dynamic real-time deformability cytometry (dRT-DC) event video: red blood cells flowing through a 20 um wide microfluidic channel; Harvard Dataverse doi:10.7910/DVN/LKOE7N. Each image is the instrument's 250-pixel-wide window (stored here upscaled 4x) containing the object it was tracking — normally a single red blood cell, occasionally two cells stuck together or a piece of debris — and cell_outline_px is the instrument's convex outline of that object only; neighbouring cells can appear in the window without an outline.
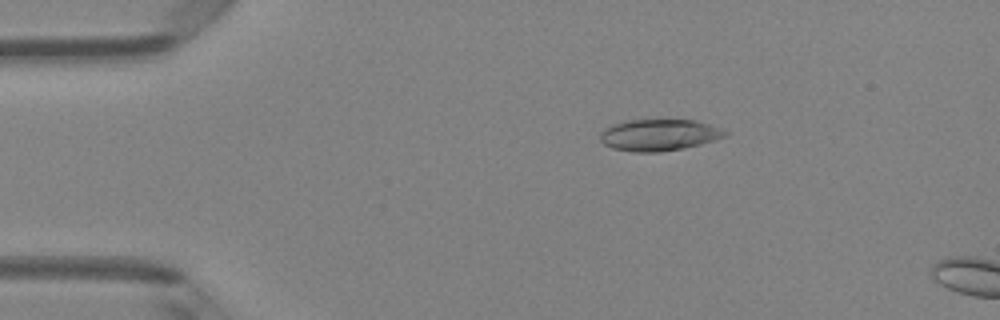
{"species": "Egyptian fruit bat (a non-hibernating species)", "species_latin": "Rousettus aegyptiacus", "temperature_condition": "room temperature", "stored_images_in_passage": 4, "camera_frame_rate_fps": 3000, "um_per_image_px": 0.085, "animal": {"sex": "female"}, "frame": {"image": 1, "passage_image": 3, "time_ms": 2.333, "image_size_px": [1000, 320], "cell_outline_px": [[728, 132], [724, 136], [700, 144], [684, 148], [660, 152], [636, 152], [612, 148], [604, 144], [600, 140], [600, 132], [604, 128], [612, 124], [624, 120], [696, 120], [720, 128]], "centroid_in_image_um": [55.96, 11.47], "position_along_channel_um": 29.0, "area_um2": 22.89}}